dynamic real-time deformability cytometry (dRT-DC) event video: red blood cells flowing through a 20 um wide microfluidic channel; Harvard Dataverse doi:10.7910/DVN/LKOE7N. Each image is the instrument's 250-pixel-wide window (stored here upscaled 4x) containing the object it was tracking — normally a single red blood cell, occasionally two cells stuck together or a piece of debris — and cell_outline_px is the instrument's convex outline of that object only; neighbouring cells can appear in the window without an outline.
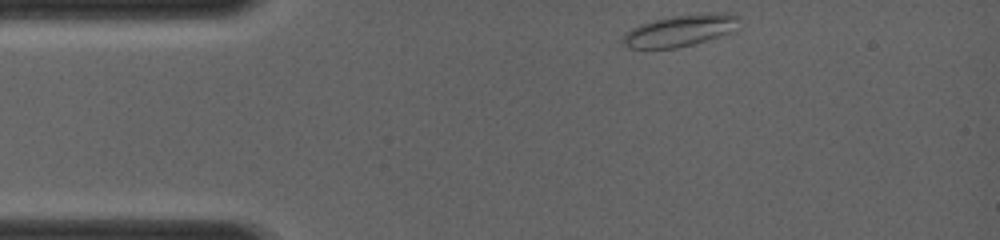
{"species": "common noctule bat (a hibernating species)", "species_latin": "Nyctalus noctula", "temperature_condition": "room temperature", "stored_images_in_passage": 40, "camera_frame_rate_fps": 4000, "um_per_image_px": 0.085, "animal": {"sex": "female", "body_mass_g": 19.0, "forearm_length_mm": 56.7}, "frame": {"image": 1, "passage_image": 1, "time_ms": 0.0, "image_size_px": [1000, 240], "cell_outline_px": [[740, 16], [728, 32], [692, 44], [676, 48], [628, 48], [620, 40], [624, 32], [640, 24], [672, 16], [708, 12], [736, 12]], "centroid_in_image_um": [57.74, 2.57], "position_along_channel_um": 27.3, "area_um2": 21.1}}
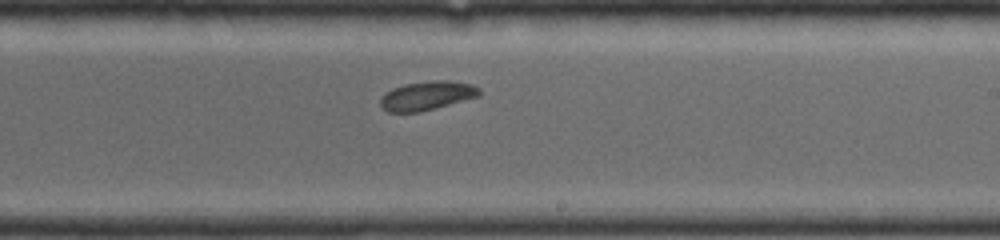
{"frame": {"image": 2, "passage_image": 24, "time_ms": 5.75, "image_size_px": [1000, 240], "cell_outline_px": [[480, 96], [416, 112], [388, 112], [380, 104], [380, 100], [392, 88], [404, 84], [432, 80], [448, 80], [472, 84], [480, 88]], "centroid_in_image_um": [36.32, 8.11], "position_along_channel_um": 252.7, "area_um2": 16.36}}
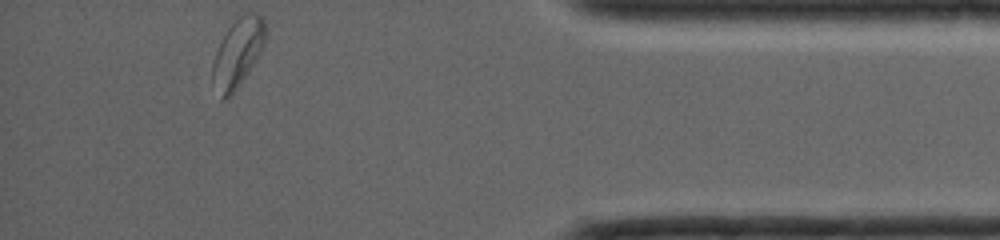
{"frame": {"image": 3, "passage_image": 40, "time_ms": 9.75, "image_size_px": [1000, 240], "cell_outline_px": [[264, 44], [256, 60], [232, 96], [228, 100], [220, 100], [212, 80], [212, 60], [228, 28], [240, 12], [256, 12], [264, 20]], "centroid_in_image_um": [20.18, 4.52], "position_along_channel_um": 415.0, "area_um2": 21.21}}